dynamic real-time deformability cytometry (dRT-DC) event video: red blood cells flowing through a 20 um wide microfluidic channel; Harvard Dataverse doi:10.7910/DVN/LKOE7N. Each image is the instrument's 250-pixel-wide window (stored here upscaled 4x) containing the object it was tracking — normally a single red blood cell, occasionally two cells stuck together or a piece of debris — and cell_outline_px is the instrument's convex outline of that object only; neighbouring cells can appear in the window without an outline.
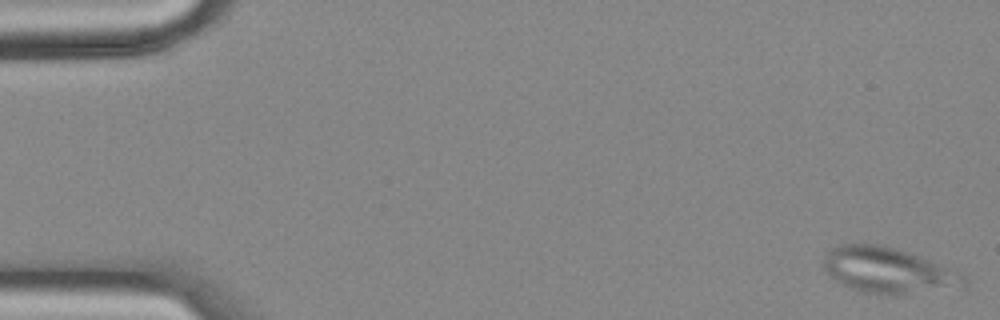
{"species": "common noctule bat (a hibernating species)", "species_latin": "Nyctalus noctula", "temperature_condition": "cold", "stored_images_in_passage": 56, "camera_frame_rate_fps": 3000, "um_per_image_px": 0.085, "animal": {"sex": "female", "body_mass_g": 18.4}, "frame": {"image": 1, "passage_image": 1, "time_ms": 0.0, "image_size_px": [1000, 320], "cell_outline_px": [[964, 288], [904, 296], [896, 296], [860, 292], [836, 280], [824, 268], [824, 256], [832, 248], [840, 244], [880, 244], [896, 248], [956, 268], [964, 276]], "centroid_in_image_um": [75.6, 23.01], "position_along_channel_um": 9.4, "area_um2": 38.21}}